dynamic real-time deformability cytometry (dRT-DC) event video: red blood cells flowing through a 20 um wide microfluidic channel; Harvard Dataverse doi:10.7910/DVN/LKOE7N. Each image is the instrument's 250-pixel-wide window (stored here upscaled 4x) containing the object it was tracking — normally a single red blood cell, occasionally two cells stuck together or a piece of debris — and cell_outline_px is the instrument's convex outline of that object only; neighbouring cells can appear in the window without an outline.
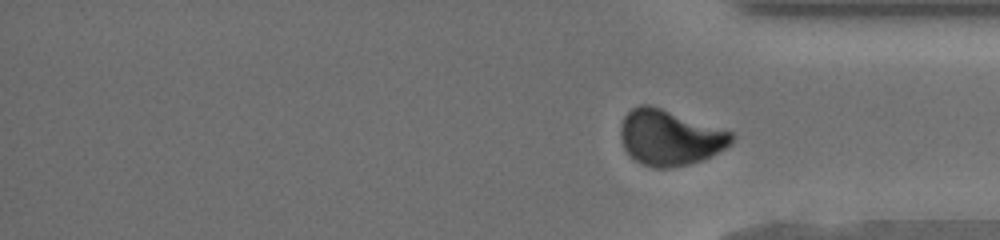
{"species": "human", "species_latin": "Homo sapiens", "temperature_condition": "cold", "stored_images_in_passage": 38, "segment_of_instrument_passage": [2, 2], "camera_frame_rate_fps": 3000, "um_per_image_px": 0.085, "donor": {"sex": "male"}, "frame": {"image": 1, "passage_image": 38, "time_ms": 12.333, "image_size_px": [1000, 240], "cell_outline_px": [[736, 136], [732, 144], [712, 156], [688, 164], [668, 168], [656, 168], [640, 164], [624, 148], [620, 136], [620, 128], [624, 116], [632, 108], [640, 104], [648, 104], [732, 132]], "centroid_in_image_um": [56.93, 11.7], "position_along_channel_um": 378.3, "area_um2": 35.72}}